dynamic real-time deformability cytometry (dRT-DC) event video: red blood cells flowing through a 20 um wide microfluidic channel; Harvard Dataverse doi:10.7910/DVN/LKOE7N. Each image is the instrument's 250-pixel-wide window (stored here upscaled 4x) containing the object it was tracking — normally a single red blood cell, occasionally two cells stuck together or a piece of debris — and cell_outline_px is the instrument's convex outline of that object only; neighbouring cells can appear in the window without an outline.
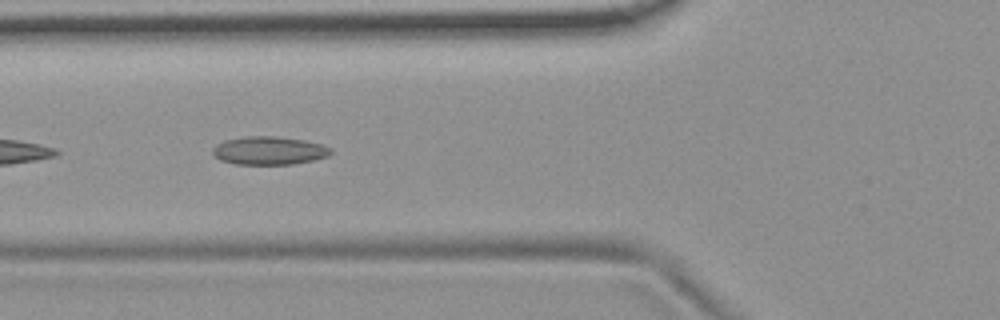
{"species": "common noctule bat (a hibernating species)", "species_latin": "Nyctalus noctula", "temperature_condition": "room temperature", "stored_images_in_passage": 7, "camera_frame_rate_fps": 3000, "um_per_image_px": 0.085, "animal": {"sex": "female", "body_mass_g": 19.9}, "frame": {"image": 1, "passage_image": 5, "time_ms": 1.333, "image_size_px": [1000, 320], "cell_outline_px": [[332, 152], [328, 156], [312, 160], [292, 164], [236, 164], [220, 160], [212, 152], [212, 148], [216, 144], [224, 140], [248, 136], [276, 136], [304, 140], [320, 144], [332, 148]], "centroid_in_image_um": [22.86, 12.79], "position_along_channel_um": 102.9, "area_um2": 19.36}}